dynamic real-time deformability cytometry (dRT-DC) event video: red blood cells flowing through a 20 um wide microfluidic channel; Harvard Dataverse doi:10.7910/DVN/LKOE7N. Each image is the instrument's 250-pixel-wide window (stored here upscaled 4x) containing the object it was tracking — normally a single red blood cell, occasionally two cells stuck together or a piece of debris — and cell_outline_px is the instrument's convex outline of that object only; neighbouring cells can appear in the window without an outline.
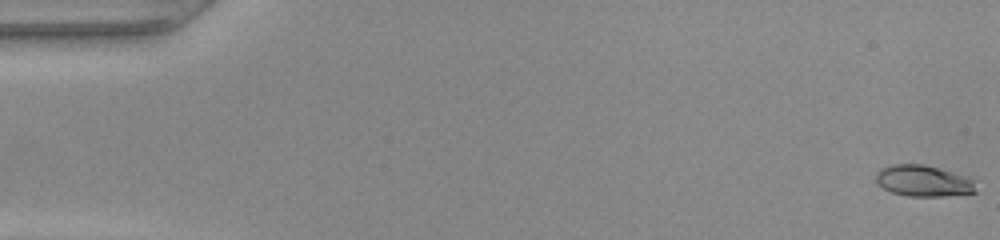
{"species": "common noctule bat (a hibernating species)", "species_latin": "Nyctalus noctula", "temperature_condition": "warm", "stored_images_in_passage": 49, "camera_frame_rate_fps": 3000, "um_per_image_px": 0.085, "animal": {"sex": "female", "body_mass_g": 22.0, "forearm_length_mm": 56.7}, "frame": {"image": 1, "passage_image": 1, "time_ms": 0.0, "image_size_px": [1000, 240], "cell_outline_px": [[976, 192], [944, 196], [908, 196], [892, 192], [876, 184], [876, 172], [880, 168], [892, 164], [924, 164], [968, 176], [972, 180]], "centroid_in_image_um": [78.45, 15.36], "position_along_channel_um": 6.6, "area_um2": 18.21}}
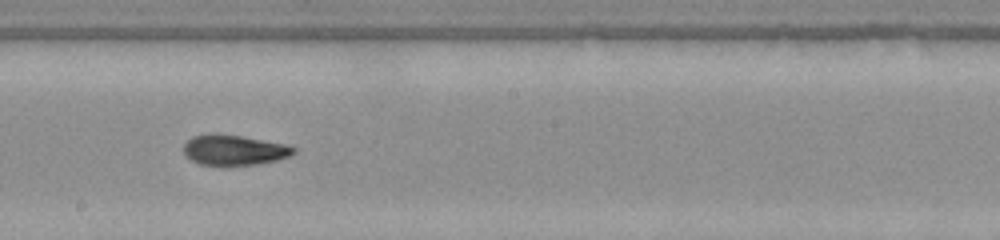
{"frame": {"image": 2, "passage_image": 28, "time_ms": 9.0, "image_size_px": [1000, 240], "cell_outline_px": [[296, 152], [288, 156], [276, 160], [256, 164], [200, 164], [192, 160], [184, 152], [184, 144], [192, 136], [208, 132], [216, 132], [288, 144], [296, 148]], "centroid_in_image_um": [19.9, 12.71], "position_along_channel_um": 228.3, "area_um2": 19.31}}
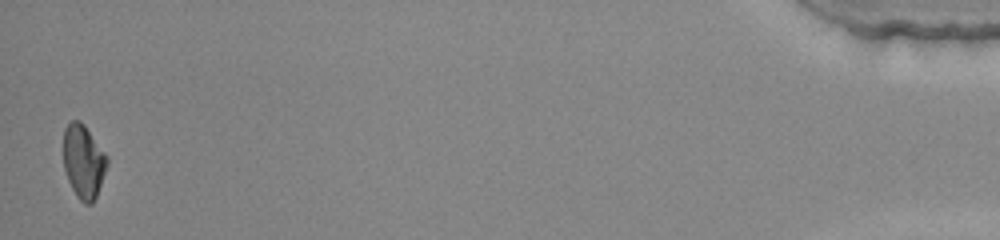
{"frame": {"image": 3, "passage_image": 49, "time_ms": 16.0, "image_size_px": [1000, 240], "cell_outline_px": [[108, 164], [96, 196], [92, 204], [84, 204], [76, 196], [68, 180], [64, 168], [64, 128], [72, 120], [80, 120], [84, 124], [108, 156]], "centroid_in_image_um": [7.1, 13.72], "position_along_channel_um": 428.1, "area_um2": 18.73}}